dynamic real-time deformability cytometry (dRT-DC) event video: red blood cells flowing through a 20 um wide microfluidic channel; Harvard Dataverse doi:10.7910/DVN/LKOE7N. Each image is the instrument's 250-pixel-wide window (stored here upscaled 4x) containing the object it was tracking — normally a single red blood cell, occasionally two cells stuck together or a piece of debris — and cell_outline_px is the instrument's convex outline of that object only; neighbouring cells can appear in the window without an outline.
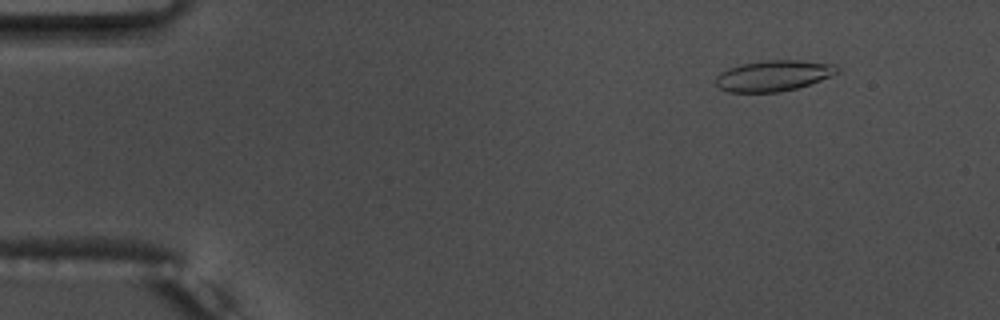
{"species": "common noctule bat (a hibernating species)", "species_latin": "Nyctalus noctula", "temperature_condition": "warm", "stored_images_in_passage": 51, "camera_frame_rate_fps": 3000, "um_per_image_px": 0.085, "animal": {"sex": "male", "body_mass_g": 17.5, "forearm_length_mm": 52.3}, "frame": {"image": 1, "passage_image": 6, "time_ms": 1.667, "image_size_px": [1000, 320], "cell_outline_px": [[840, 72], [832, 76], [796, 88], [776, 92], [728, 92], [720, 88], [716, 84], [716, 76], [720, 72], [728, 68], [740, 64], [764, 60], [800, 60], [836, 64], [840, 68]], "centroid_in_image_um": [65.76, 6.42], "position_along_channel_um": 19.2, "area_um2": 21.91}}
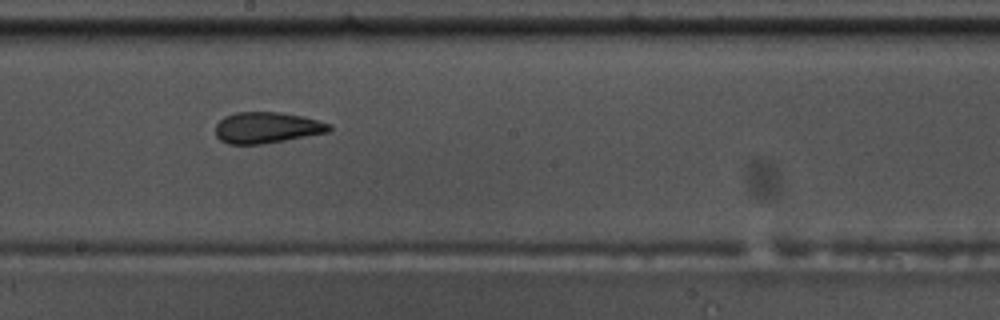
{"frame": {"image": 2, "passage_image": 30, "time_ms": 9.667, "image_size_px": [1000, 320], "cell_outline_px": [[332, 128], [328, 132], [264, 144], [228, 144], [220, 140], [216, 136], [216, 124], [224, 116], [236, 112], [280, 112], [304, 116], [332, 124]], "centroid_in_image_um": [22.69, 10.84], "position_along_channel_um": 225.5, "area_um2": 20.75}}
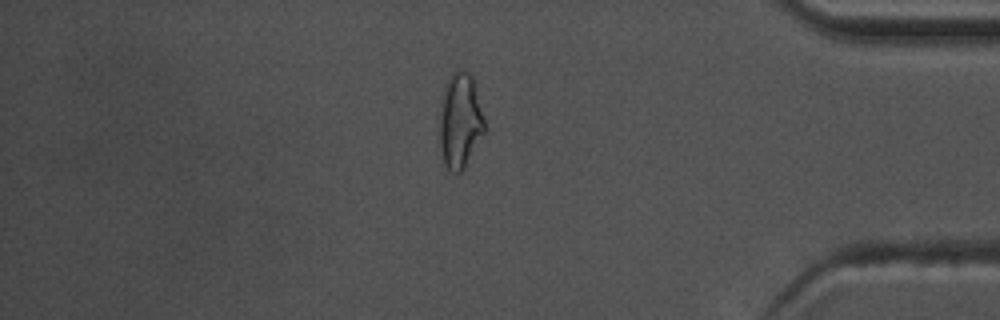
{"frame": {"image": 3, "passage_image": 43, "time_ms": 14.0, "image_size_px": [1000, 320], "cell_outline_px": [[484, 132], [464, 168], [460, 172], [452, 172], [444, 164], [440, 148], [440, 104], [448, 76], [452, 72], [460, 68], [468, 72], [472, 76], [484, 120]], "centroid_in_image_um": [39.08, 10.24], "position_along_channel_um": 396.1, "area_um2": 24.68}, "authors_computed_cell_mechanics": {"area_um2": 21.2704, "velocity_mm_per_s": 3.7863, "shape_relaxation_time_tau1_ms": 9.8367, "shape_relaxation_time_tau2_ms": 1.8273, "deformation_change_tau1": 0.2196, "deformation_change_tau2": 0.1032}}